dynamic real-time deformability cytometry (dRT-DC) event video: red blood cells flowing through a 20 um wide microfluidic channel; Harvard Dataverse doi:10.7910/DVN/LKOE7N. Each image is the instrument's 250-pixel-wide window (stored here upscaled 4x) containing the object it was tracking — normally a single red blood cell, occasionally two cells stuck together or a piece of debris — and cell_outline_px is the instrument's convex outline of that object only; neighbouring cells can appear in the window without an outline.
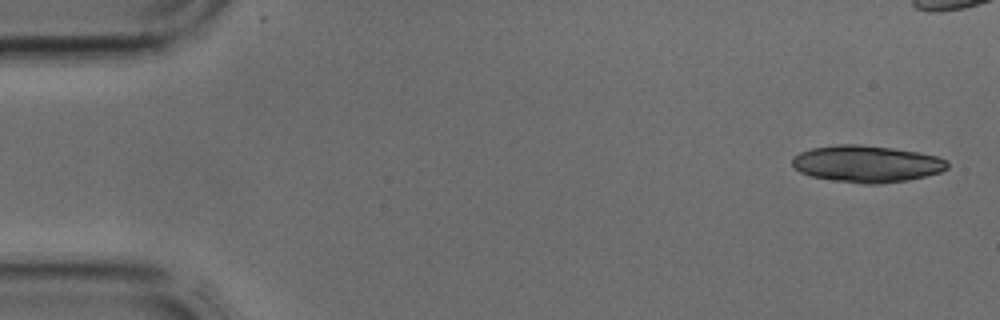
{"species": "common noctule bat (a hibernating species)", "species_latin": "Nyctalus noctula", "temperature_condition": "cold", "stored_images_in_passage": 4, "camera_frame_rate_fps": 3000, "um_per_image_px": 0.085, "animal": {"sex": "male", "body_mass_g": 17.9, "forearm_length_mm": 54.2}, "frame": {"image": 1, "passage_image": 1, "time_ms": 0.0, "image_size_px": [1000, 320], "cell_outline_px": [[948, 168], [940, 172], [908, 180], [880, 184], [864, 184], [832, 180], [812, 176], [800, 172], [792, 164], [792, 160], [800, 152], [812, 148], [840, 144], [856, 144], [892, 148], [920, 152], [936, 156], [948, 160]], "centroid_in_image_um": [73.7, 13.93], "position_along_channel_um": 11.3, "area_um2": 33.18}}